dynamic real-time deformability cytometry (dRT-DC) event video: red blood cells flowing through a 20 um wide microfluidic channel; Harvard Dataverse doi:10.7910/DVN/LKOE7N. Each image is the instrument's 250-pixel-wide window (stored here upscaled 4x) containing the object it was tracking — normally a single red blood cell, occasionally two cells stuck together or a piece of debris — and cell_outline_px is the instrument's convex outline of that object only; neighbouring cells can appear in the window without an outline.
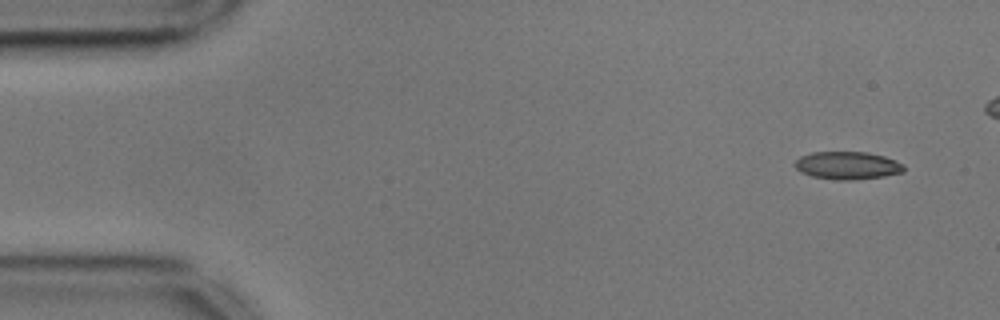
{"species": "common noctule bat (a hibernating species)", "species_latin": "Nyctalus noctula", "temperature_condition": "cold", "stored_images_in_passage": 47, "camera_frame_rate_fps": 3000, "um_per_image_px": 0.085, "animal": {"sex": "male", "body_mass_g": 17.9, "forearm_length_mm": 54.2}, "frame": {"image": 1, "passage_image": 1, "time_ms": 0.0, "image_size_px": [1000, 320], "cell_outline_px": [[904, 172], [884, 176], [852, 180], [836, 180], [812, 176], [800, 172], [796, 168], [796, 160], [800, 156], [812, 152], [868, 152], [884, 156], [896, 160], [904, 164]], "centroid_in_image_um": [72.05, 14.06], "position_along_channel_um": 12.9, "area_um2": 17.69}}
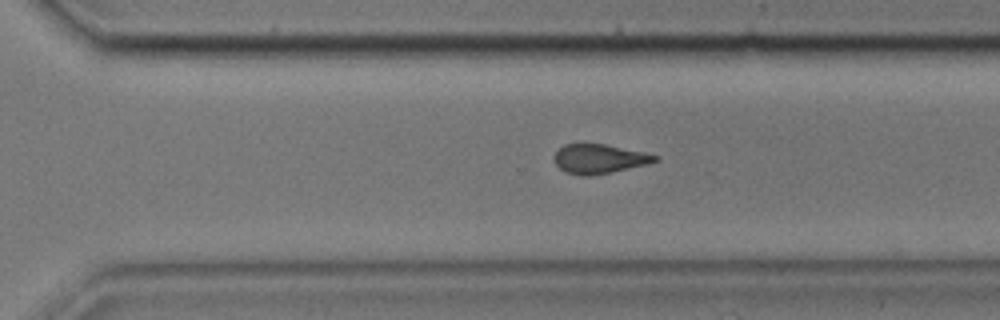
{"frame": {"image": 2, "passage_image": 35, "time_ms": 11.333, "image_size_px": [1000, 320], "cell_outline_px": [[660, 160], [648, 164], [612, 172], [588, 176], [580, 176], [564, 172], [556, 164], [552, 156], [564, 144], [604, 144], [644, 152], [660, 156]], "centroid_in_image_um": [50.94, 13.51], "position_along_channel_um": 319.7, "area_um2": 17.34}}
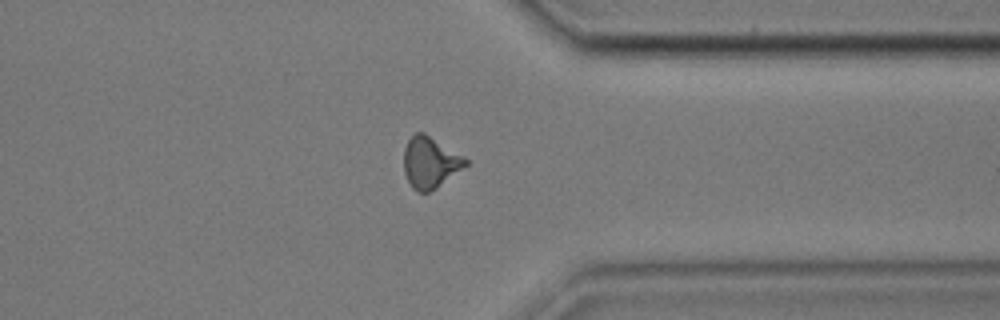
{"frame": {"image": 3, "passage_image": 40, "time_ms": 13.0, "image_size_px": [1000, 320], "cell_outline_px": [[468, 164], [436, 188], [428, 192], [416, 192], [412, 188], [404, 172], [404, 148], [408, 140], [416, 132], [424, 132], [464, 156], [468, 160]], "centroid_in_image_um": [36.55, 13.8], "position_along_channel_um": 374.8, "area_um2": 18.38}, "authors_computed_cell_mechanics": {"area_um2": 18.3804, "velocity_mm_per_s": 3.602, "shape_relaxation_time_tau1_ms": 5.8188, "shape_relaxation_time_tau2_ms": 2.8913, "deformation_change_tau1": 0.127, "deformation_change_tau2": 0.0997}}